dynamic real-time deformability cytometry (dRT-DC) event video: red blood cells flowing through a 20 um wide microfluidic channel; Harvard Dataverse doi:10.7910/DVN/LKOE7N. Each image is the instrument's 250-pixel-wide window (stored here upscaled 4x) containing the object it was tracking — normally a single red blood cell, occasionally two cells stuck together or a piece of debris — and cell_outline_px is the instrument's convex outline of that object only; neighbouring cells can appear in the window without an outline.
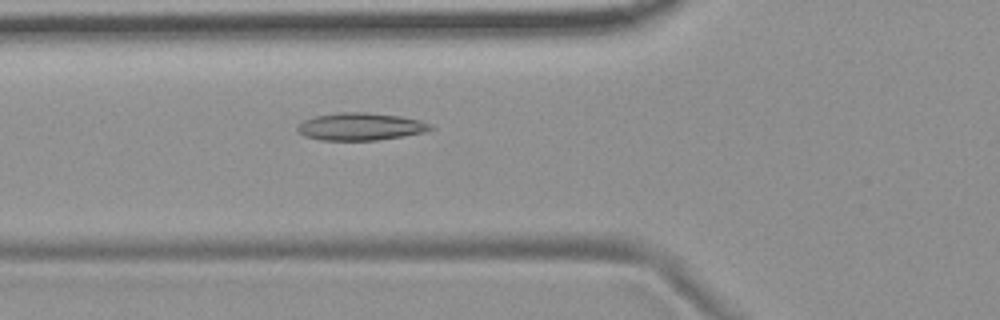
{"species": "common noctule bat (a hibernating species)", "species_latin": "Nyctalus noctula", "temperature_condition": "room temperature", "stored_images_in_passage": 48, "camera_frame_rate_fps": 3000, "um_per_image_px": 0.085, "animal": {"sex": "female", "body_mass_g": 19.9}, "frame": {"image": 1, "passage_image": 13, "time_ms": 4.0, "image_size_px": [1000, 320], "cell_outline_px": [[436, 128], [424, 132], [404, 136], [376, 140], [320, 140], [304, 136], [296, 128], [304, 120], [316, 116], [340, 112], [368, 112], [400, 116], [420, 120], [432, 124]], "centroid_in_image_um": [30.69, 10.76], "position_along_channel_um": 95.1, "area_um2": 21.33}}
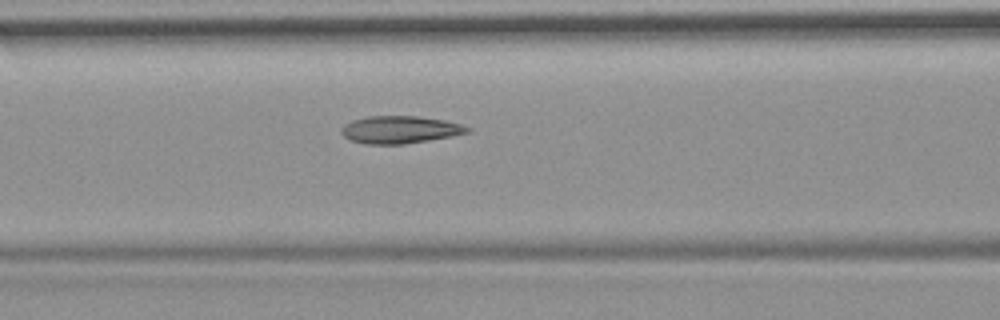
{"frame": {"image": 2, "passage_image": 16, "time_ms": 5.0, "image_size_px": [1000, 320], "cell_outline_px": [[472, 128], [468, 132], [428, 140], [400, 144], [364, 144], [348, 140], [340, 132], [340, 128], [344, 124], [352, 120], [368, 116], [420, 116], [444, 120], [460, 124]], "centroid_in_image_um": [33.92, 11.01], "position_along_channel_um": 132.7, "area_um2": 20.11}}
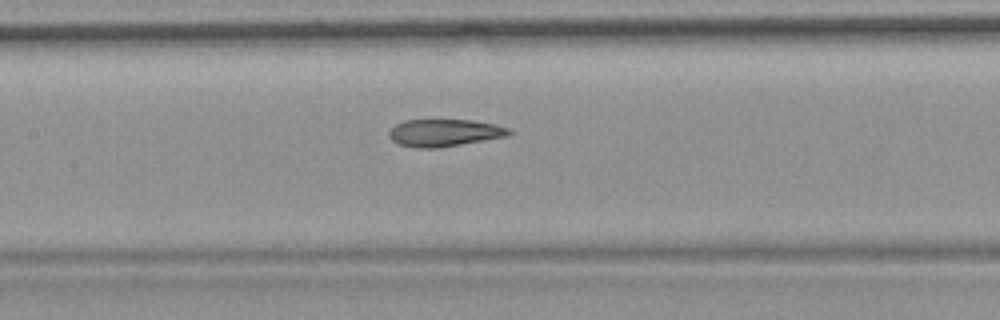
{"frame": {"image": 3, "passage_image": 19, "time_ms": 6.0, "image_size_px": [1000, 320], "cell_outline_px": [[512, 132], [504, 136], [440, 148], [416, 148], [400, 144], [392, 140], [388, 136], [388, 132], [396, 124], [404, 120], [472, 120], [496, 124], [508, 128]], "centroid_in_image_um": [37.73, 11.28], "position_along_channel_um": 169.7, "area_um2": 18.9}, "authors_computed_cell_mechanics": {"area_um2": 20.519, "velocity_mm_per_s": 3.7055, "shape_relaxation_time_tau1_ms": null, "shape_relaxation_time_tau2_ms": 2.4521, "deformation_change_tau1": null, "deformation_change_tau2": 0.0917}}